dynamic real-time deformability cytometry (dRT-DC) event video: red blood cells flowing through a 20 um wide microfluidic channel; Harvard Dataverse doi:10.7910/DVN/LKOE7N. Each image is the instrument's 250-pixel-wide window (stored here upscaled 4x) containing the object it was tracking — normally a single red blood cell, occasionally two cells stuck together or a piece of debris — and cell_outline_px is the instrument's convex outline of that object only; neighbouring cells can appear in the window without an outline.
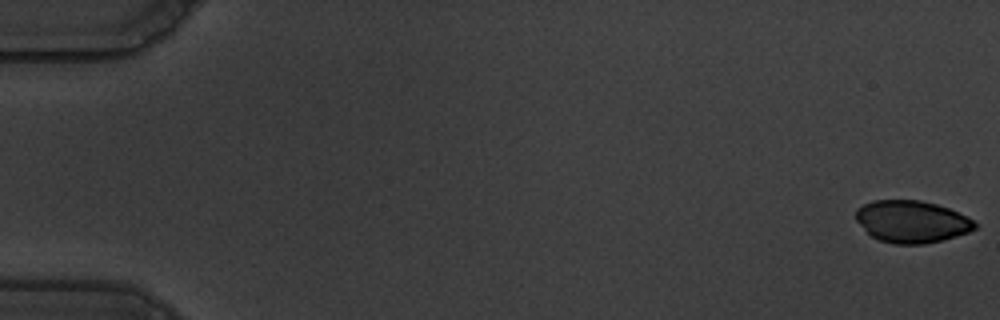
{"species": "common noctule bat (a hibernating species)", "species_latin": "Nyctalus noctula", "temperature_condition": "warm", "stored_images_in_passage": 12, "camera_frame_rate_fps": 3000, "um_per_image_px": 0.085, "animal": {"sex": "male", "body_mass_g": 19.5, "forearm_length_mm": 54.6}, "frame": {"image": 1, "passage_image": 1, "time_ms": 0.0, "image_size_px": [1000, 320], "cell_outline_px": [[976, 228], [968, 232], [940, 240], [924, 244], [892, 244], [880, 240], [872, 236], [856, 220], [856, 208], [872, 200], [920, 200], [936, 204], [948, 208], [968, 216], [976, 224]], "centroid_in_image_um": [77.48, 18.82], "position_along_channel_um": 7.5, "area_um2": 29.02}}